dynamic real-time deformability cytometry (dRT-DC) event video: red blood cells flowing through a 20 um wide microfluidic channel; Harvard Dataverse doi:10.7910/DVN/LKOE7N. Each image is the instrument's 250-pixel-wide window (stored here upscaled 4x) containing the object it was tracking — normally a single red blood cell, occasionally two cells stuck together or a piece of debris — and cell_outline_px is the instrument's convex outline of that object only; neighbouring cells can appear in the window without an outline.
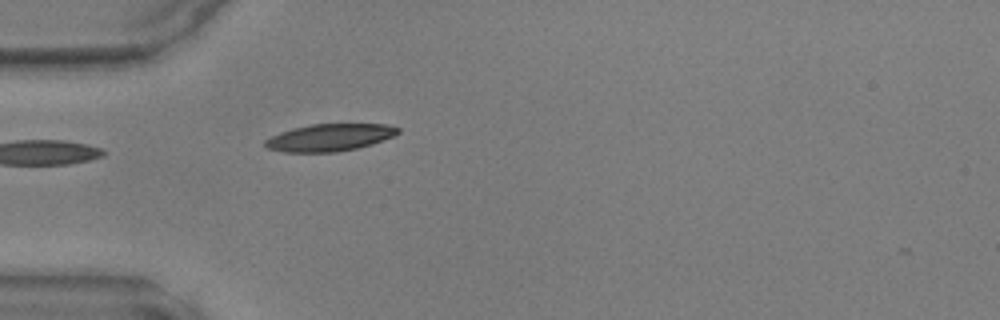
{"species": "common noctule bat (a hibernating species)", "species_latin": "Nyctalus noctula", "temperature_condition": "warm", "stored_images_in_passage": 20, "camera_frame_rate_fps": 3000, "um_per_image_px": 0.085, "animal": {"sex": "male", "body_mass_g": 17.9, "forearm_length_mm": 54.2}, "frame": {"image": 1, "passage_image": 1, "time_ms": 0.0, "image_size_px": [1000, 320], "cell_outline_px": [[400, 132], [392, 136], [372, 144], [356, 148], [336, 152], [284, 152], [264, 148], [264, 140], [280, 132], [292, 128], [312, 124], [388, 124], [400, 128]], "centroid_in_image_um": [27.99, 11.68], "position_along_channel_um": 57.0, "area_um2": 21.1}}